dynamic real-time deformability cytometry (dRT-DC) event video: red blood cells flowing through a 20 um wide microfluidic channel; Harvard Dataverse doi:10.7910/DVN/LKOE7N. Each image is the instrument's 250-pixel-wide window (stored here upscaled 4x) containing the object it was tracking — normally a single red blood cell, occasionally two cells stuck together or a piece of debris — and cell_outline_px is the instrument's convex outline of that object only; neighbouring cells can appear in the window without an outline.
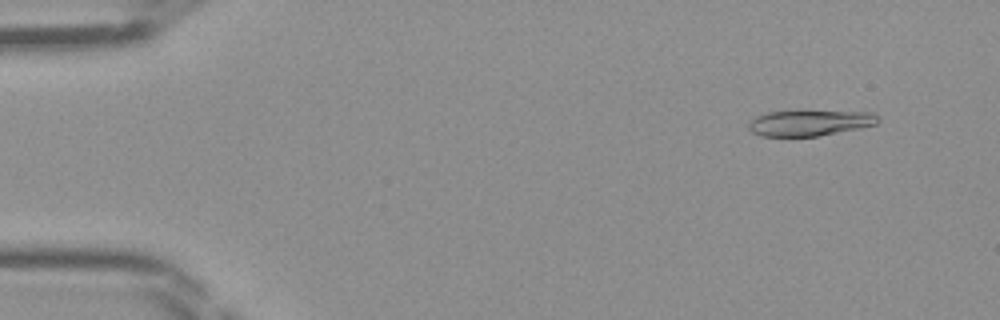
{"species": "Egyptian fruit bat (a non-hibernating species)", "species_latin": "Rousettus aegyptiacus", "temperature_condition": "room temperature", "stored_images_in_passage": 13, "camera_frame_rate_fps": 3000, "um_per_image_px": 0.085, "frame": {"image": 1, "passage_image": 4, "time_ms": 1.0, "image_size_px": [1000, 320], "cell_outline_px": [[880, 120], [876, 124], [820, 136], [760, 136], [752, 132], [748, 128], [748, 124], [756, 116], [768, 112], [804, 108], [872, 112]], "centroid_in_image_um": [68.82, 10.39], "position_along_channel_um": 16.2, "area_um2": 20.4}}